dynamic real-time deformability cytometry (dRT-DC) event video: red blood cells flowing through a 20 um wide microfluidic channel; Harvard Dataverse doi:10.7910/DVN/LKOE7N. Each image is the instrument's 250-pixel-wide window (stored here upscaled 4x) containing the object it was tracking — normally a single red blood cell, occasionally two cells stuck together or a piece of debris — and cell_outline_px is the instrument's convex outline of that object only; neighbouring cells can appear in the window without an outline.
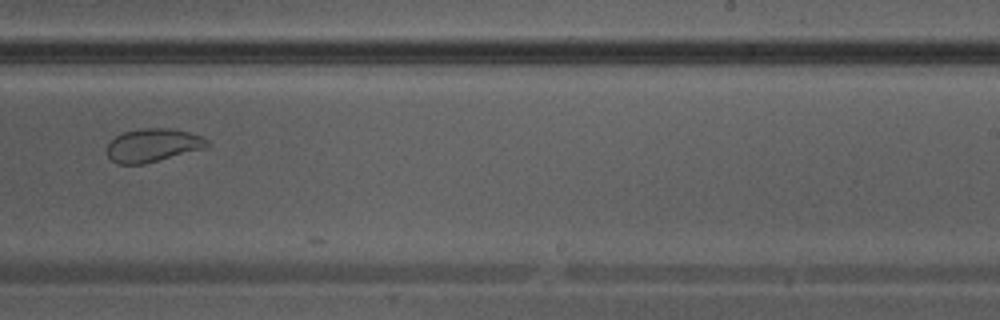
{"species": "Egyptian fruit bat (a non-hibernating species)", "species_latin": "Rousettus aegyptiacus", "temperature_condition": "warm", "stored_images_in_passage": 19, "camera_frame_rate_fps": 3000, "um_per_image_px": 0.085, "animal": {"sex": "male"}, "frame": {"image": 1, "passage_image": 16, "time_ms": 5.0, "image_size_px": [1000, 320], "cell_outline_px": [[208, 144], [204, 148], [144, 164], [116, 164], [108, 156], [108, 144], [116, 136], [124, 132], [136, 128], [172, 128], [188, 132], [200, 136], [208, 140]], "centroid_in_image_um": [12.97, 12.34], "position_along_channel_um": 276.0, "area_um2": 19.25}}